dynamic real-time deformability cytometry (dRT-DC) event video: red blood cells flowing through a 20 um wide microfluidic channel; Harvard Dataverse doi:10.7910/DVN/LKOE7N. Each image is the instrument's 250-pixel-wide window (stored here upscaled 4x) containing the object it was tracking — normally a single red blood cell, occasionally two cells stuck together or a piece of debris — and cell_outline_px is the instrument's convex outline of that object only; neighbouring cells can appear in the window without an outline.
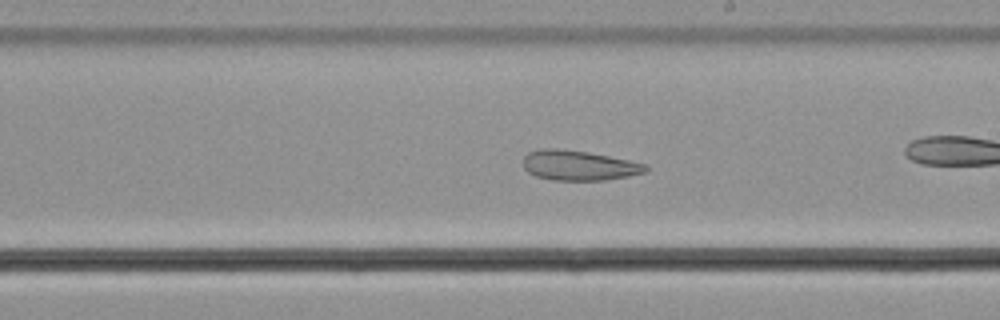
{"species": "common noctule bat (a hibernating species)", "species_latin": "Nyctalus noctula", "temperature_condition": "cold", "stored_images_in_passage": 59, "camera_frame_rate_fps": 3000, "um_per_image_px": 0.085, "animal": {"sex": "male", "body_mass_g": 21.5, "forearm_length_mm": 52.0}, "frame": {"image": 1, "passage_image": 34, "time_ms": 11.0, "image_size_px": [1000, 320], "cell_outline_px": [[648, 172], [628, 176], [604, 180], [552, 180], [536, 176], [528, 172], [524, 168], [524, 156], [528, 152], [540, 148], [556, 148], [588, 152], [628, 160], [644, 164], [648, 168]], "centroid_in_image_um": [49.18, 14.06], "position_along_channel_um": 239.8, "area_um2": 21.33}, "authors_computed_cell_mechanics": {"area_um2": 29.4202, "velocity_mm_per_s": 3.6378, "shape_relaxation_time_tau1_ms": null, "shape_relaxation_time_tau2_ms": 3.1235, "deformation_change_tau1": null, "deformation_change_tau2": 0.101}}